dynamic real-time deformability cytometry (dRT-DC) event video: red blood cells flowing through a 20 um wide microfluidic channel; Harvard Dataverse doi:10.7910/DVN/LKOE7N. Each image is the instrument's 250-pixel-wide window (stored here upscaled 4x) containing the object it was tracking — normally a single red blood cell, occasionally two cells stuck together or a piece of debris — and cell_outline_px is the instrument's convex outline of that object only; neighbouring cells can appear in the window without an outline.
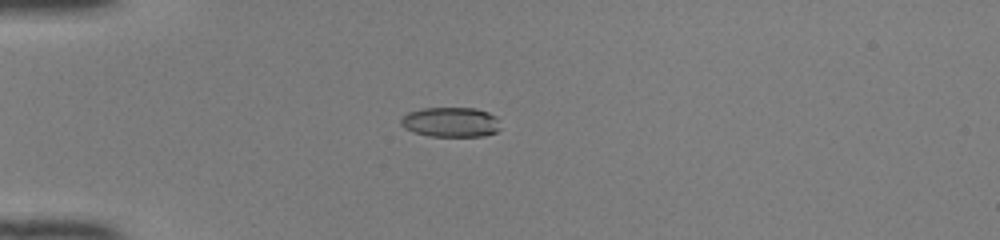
{"species": "common noctule bat (a hibernating species)", "species_latin": "Nyctalus noctula", "temperature_condition": "room temperature", "stored_images_in_passage": 49, "camera_frame_rate_fps": 3000, "um_per_image_px": 0.085, "animal": {"sex": "female", "body_mass_g": 22.0, "forearm_length_mm": 56.7}, "frame": {"image": 1, "passage_image": 14, "time_ms": 4.333, "image_size_px": [1000, 240], "cell_outline_px": [[500, 128], [496, 132], [484, 136], [428, 136], [412, 132], [404, 128], [400, 124], [400, 120], [408, 112], [424, 108], [476, 108], [488, 112], [496, 116]], "centroid_in_image_um": [38.3, 10.38], "position_along_channel_um": 46.7, "area_um2": 17.4}}
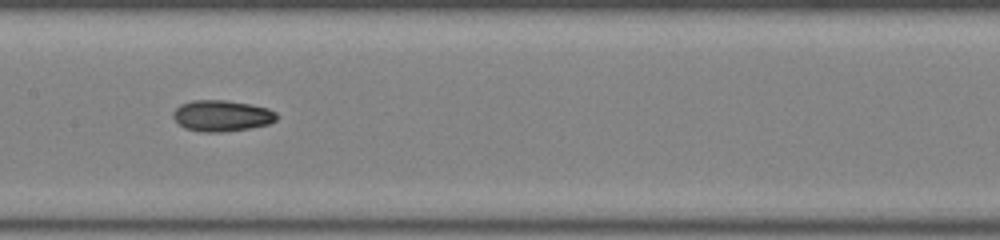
{"frame": {"image": 2, "passage_image": 26, "time_ms": 8.333, "image_size_px": [1000, 240], "cell_outline_px": [[276, 120], [268, 124], [248, 128], [224, 132], [200, 132], [184, 128], [172, 116], [176, 108], [180, 104], [192, 100], [224, 100], [248, 104], [268, 108], [276, 112]], "centroid_in_image_um": [18.83, 9.84], "position_along_channel_um": 188.6, "area_um2": 18.67}}
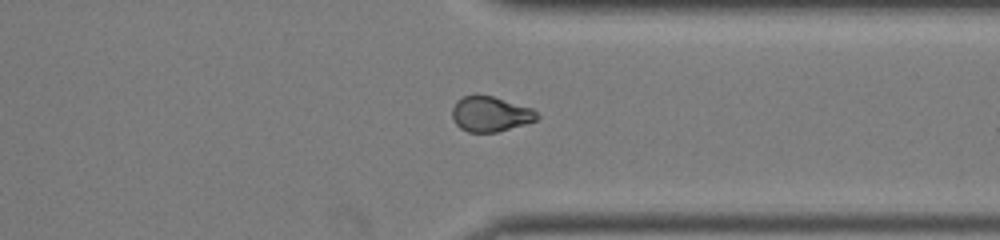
{"frame": {"image": 3, "passage_image": 39, "time_ms": 12.667, "image_size_px": [1000, 240], "cell_outline_px": [[540, 116], [536, 120], [524, 124], [496, 132], [468, 132], [460, 128], [456, 124], [452, 116], [452, 108], [456, 100], [464, 96], [476, 92], [492, 96], [532, 108]], "centroid_in_image_um": [41.64, 9.66], "position_along_channel_um": 369.8, "area_um2": 17.57}, "authors_computed_cell_mechanics": {"area_um2": 17.9758, "velocity_mm_per_s": 4.176, "shape_relaxation_time_tau1_ms": null, "shape_relaxation_time_tau2_ms": 2.9175, "deformation_change_tau1": null, "deformation_change_tau2": 0.082}}